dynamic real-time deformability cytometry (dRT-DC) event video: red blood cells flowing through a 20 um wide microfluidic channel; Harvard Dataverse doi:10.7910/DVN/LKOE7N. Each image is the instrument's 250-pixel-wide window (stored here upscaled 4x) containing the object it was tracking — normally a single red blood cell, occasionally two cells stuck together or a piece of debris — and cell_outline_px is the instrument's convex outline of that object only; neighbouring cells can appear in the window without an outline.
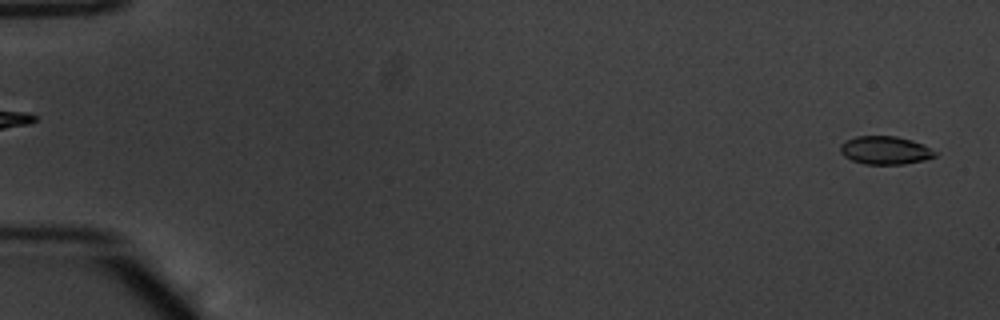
{"species": "common noctule bat (a hibernating species)", "species_latin": "Nyctalus noctula", "temperature_condition": "warm", "stored_images_in_passage": 54, "camera_frame_rate_fps": 3000, "um_per_image_px": 0.085, "animal": {"sex": "male", "body_mass_g": 20.1, "forearm_length_mm": 53.5}, "frame": {"image": 1, "passage_image": 2, "time_ms": 0.333, "image_size_px": [1000, 320], "cell_outline_px": [[940, 152], [936, 156], [924, 160], [904, 164], [864, 164], [852, 160], [844, 156], [840, 152], [840, 144], [844, 140], [856, 136], [896, 136], [912, 140], [924, 144]], "centroid_in_image_um": [75.27, 12.77], "position_along_channel_um": 9.7, "area_um2": 15.84}}
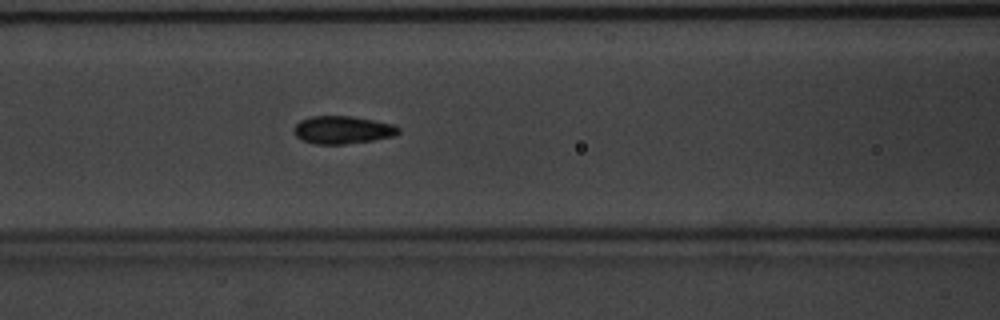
{"frame": {"image": 2, "passage_image": 24, "time_ms": 7.667, "image_size_px": [1000, 320], "cell_outline_px": [[400, 132], [392, 136], [372, 140], [344, 144], [316, 144], [304, 140], [296, 136], [292, 132], [292, 128], [300, 120], [312, 116], [352, 116], [396, 124], [400, 128]], "centroid_in_image_um": [29.11, 11.03], "position_along_channel_um": 137.5, "area_um2": 16.99}}
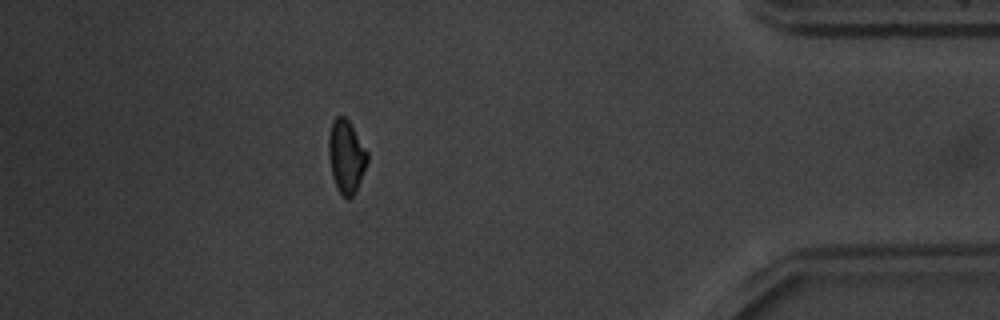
{"frame": {"image": 3, "passage_image": 48, "time_ms": 15.667, "image_size_px": [1000, 320], "cell_outline_px": [[368, 160], [356, 192], [348, 200], [336, 188], [332, 176], [328, 156], [328, 136], [332, 120], [336, 116], [344, 116], [348, 120], [368, 152]], "centroid_in_image_um": [29.41, 13.3], "position_along_channel_um": 405.8, "area_um2": 16.59}, "authors_computed_cell_mechanics": {"area_um2": 16.3285, "velocity_mm_per_s": 3.8507, "shape_relaxation_time_tau1_ms": 2.7231, "shape_relaxation_time_tau2_ms": 1.8861, "deformation_change_tau1": 0.1108, "deformation_change_tau2": 0.0473}}